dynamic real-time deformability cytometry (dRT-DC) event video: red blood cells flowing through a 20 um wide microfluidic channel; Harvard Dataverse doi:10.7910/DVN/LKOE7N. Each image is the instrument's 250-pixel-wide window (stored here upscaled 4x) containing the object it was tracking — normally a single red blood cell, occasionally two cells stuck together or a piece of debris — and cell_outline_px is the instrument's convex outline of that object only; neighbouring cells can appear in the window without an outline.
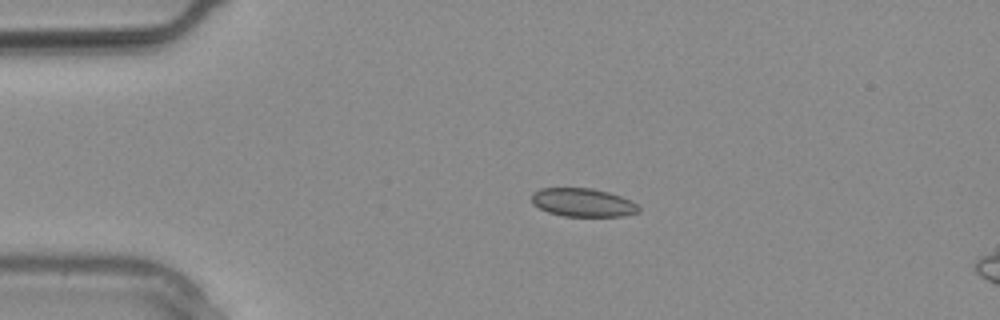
{"species": "common noctule bat (a hibernating species)", "species_latin": "Nyctalus noctula", "temperature_condition": "warm", "stored_images_in_passage": 27, "camera_frame_rate_fps": 3000, "um_per_image_px": 0.085, "animal": {"sex": "male", "body_mass_g": 20.4}, "frame": {"image": 1, "passage_image": 5, "time_ms": 1.333, "image_size_px": [1000, 320], "cell_outline_px": [[640, 212], [624, 216], [564, 216], [548, 212], [532, 204], [532, 192], [540, 188], [592, 188], [608, 192], [632, 200], [640, 208]], "centroid_in_image_um": [49.55, 17.21], "position_along_channel_um": 35.4, "area_um2": 17.8}}